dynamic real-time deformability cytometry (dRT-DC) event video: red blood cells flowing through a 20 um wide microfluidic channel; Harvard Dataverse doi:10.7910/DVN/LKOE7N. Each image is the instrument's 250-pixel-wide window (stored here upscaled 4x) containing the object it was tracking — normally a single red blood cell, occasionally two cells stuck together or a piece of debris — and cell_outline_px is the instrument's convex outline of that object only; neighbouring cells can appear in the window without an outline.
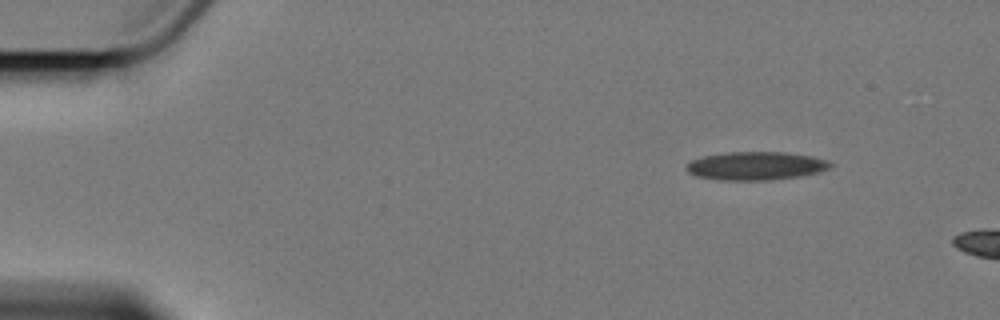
{"species": "Egyptian fruit bat (a non-hibernating species)", "species_latin": "Rousettus aegyptiacus", "temperature_condition": "cold", "stored_images_in_passage": 4, "camera_frame_rate_fps": 3000, "um_per_image_px": 0.085, "animal": {"sex": "female"}, "frame": {"image": 1, "passage_image": 1, "time_ms": 0.0, "image_size_px": [1000, 320], "cell_outline_px": [[832, 168], [820, 172], [800, 176], [772, 180], [716, 180], [696, 176], [688, 172], [684, 168], [692, 160], [704, 156], [728, 152], [784, 152], [812, 156], [828, 160], [832, 164]], "centroid_in_image_um": [64.27, 14.1], "position_along_channel_um": 20.7, "area_um2": 23.93}}
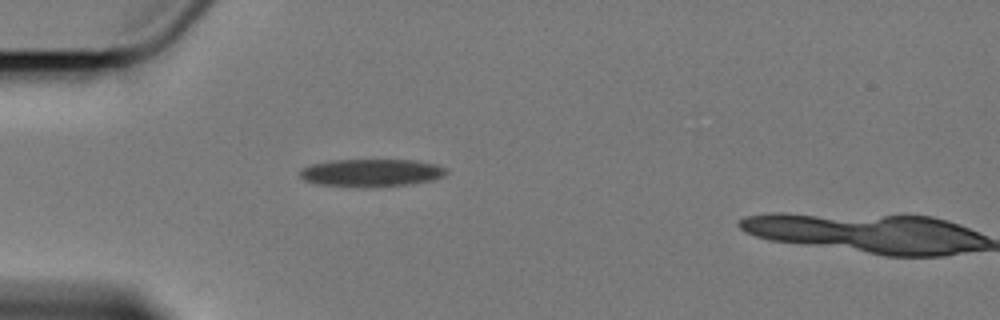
{"frame": {"image": 2, "passage_image": 3, "time_ms": 3.333, "image_size_px": [1000, 320], "cell_outline_px": [[448, 172], [444, 176], [436, 180], [412, 184], [372, 188], [356, 188], [316, 184], [304, 180], [300, 176], [300, 172], [304, 168], [312, 164], [332, 160], [412, 160], [436, 164], [448, 168]], "centroid_in_image_um": [31.62, 14.71], "position_along_channel_um": 53.4, "area_um2": 24.16}}